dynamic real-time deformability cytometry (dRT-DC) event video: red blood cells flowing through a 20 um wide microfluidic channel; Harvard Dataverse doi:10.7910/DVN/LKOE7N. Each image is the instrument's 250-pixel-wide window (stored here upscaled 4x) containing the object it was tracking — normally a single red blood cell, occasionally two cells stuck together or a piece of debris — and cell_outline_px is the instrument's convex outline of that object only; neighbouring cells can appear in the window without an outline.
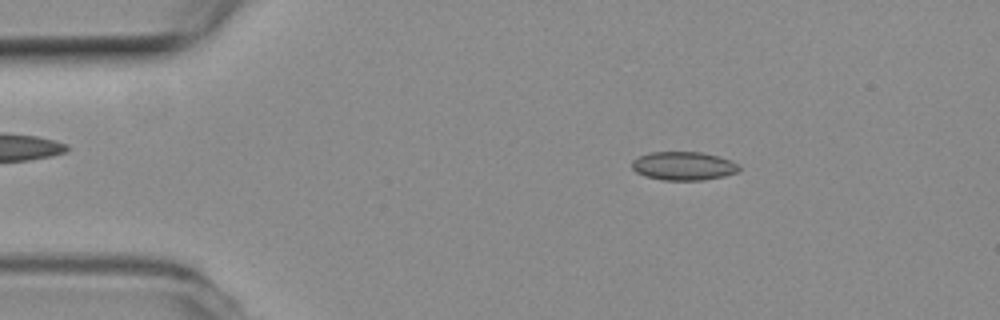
{"species": "common noctule bat (a hibernating species)", "species_latin": "Nyctalus noctula", "temperature_condition": "room temperature", "stored_images_in_passage": 4, "camera_frame_rate_fps": 3000, "um_per_image_px": 0.085, "animal": {"sex": "female", "body_mass_g": 19.3, "forearm_length_mm": 54.1}, "frame": {"image": 1, "passage_image": 2, "time_ms": 0.333, "image_size_px": [1000, 320], "cell_outline_px": [[740, 168], [736, 172], [724, 176], [704, 180], [664, 180], [644, 176], [636, 172], [632, 168], [632, 160], [648, 152], [700, 152], [720, 156], [740, 164]], "centroid_in_image_um": [58.1, 14.1], "position_along_channel_um": 26.9, "area_um2": 17.92}}